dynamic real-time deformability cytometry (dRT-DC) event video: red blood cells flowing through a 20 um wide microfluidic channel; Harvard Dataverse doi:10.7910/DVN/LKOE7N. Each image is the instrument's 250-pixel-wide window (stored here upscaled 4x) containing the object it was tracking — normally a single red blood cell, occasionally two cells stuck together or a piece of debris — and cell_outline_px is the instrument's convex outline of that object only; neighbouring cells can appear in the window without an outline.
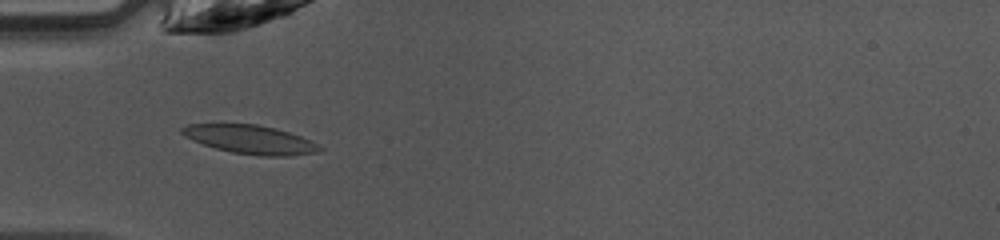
{"species": "common noctule bat (a hibernating species)", "species_latin": "Nyctalus noctula", "temperature_condition": "warm", "stored_images_in_passage": 33, "camera_frame_rate_fps": 3000, "um_per_image_px": 0.085, "animal": {"sex": "female", "body_mass_g": 10.0, "forearm_length_mm": 53.1}, "frame": {"image": 1, "passage_image": 3, "time_ms": 0.667, "image_size_px": [1000, 240], "cell_outline_px": [[324, 148], [316, 152], [292, 156], [260, 156], [232, 152], [216, 148], [192, 140], [184, 136], [180, 132], [180, 128], [188, 124], [256, 124], [276, 128], [312, 140]], "centroid_in_image_um": [21.29, 11.86], "position_along_channel_um": 63.7, "area_um2": 23.0}}
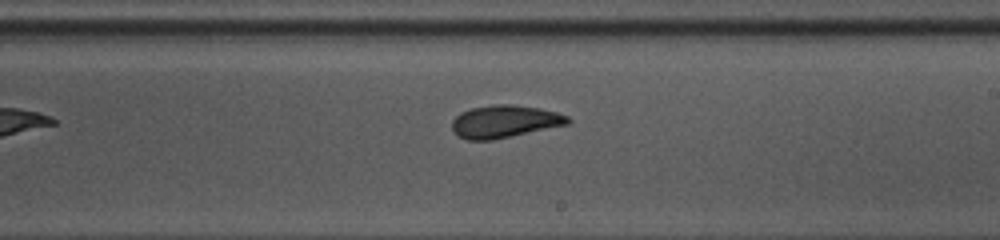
{"frame": {"image": 2, "passage_image": 16, "time_ms": 5.0, "image_size_px": [1000, 240], "cell_outline_px": [[572, 120], [568, 124], [492, 140], [468, 140], [456, 136], [452, 128], [452, 120], [460, 112], [472, 108], [496, 104], [512, 104], [540, 108], [556, 112], [568, 116]], "centroid_in_image_um": [42.87, 10.32], "position_along_channel_um": 246.1, "area_um2": 21.96}}
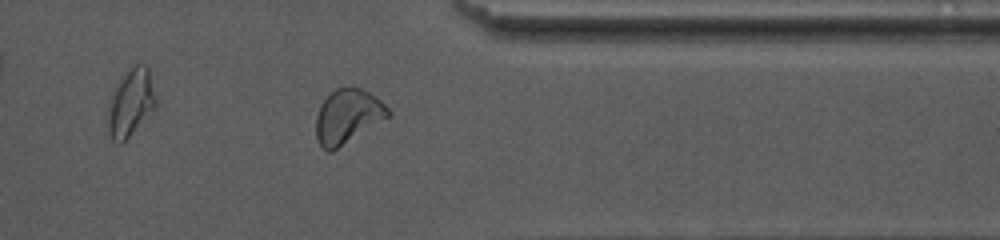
{"frame": {"image": 3, "passage_image": 26, "time_ms": 8.333, "image_size_px": [1000, 240], "cell_outline_px": [[392, 116], [332, 152], [328, 152], [316, 140], [316, 116], [320, 104], [336, 88], [360, 88], [368, 92], [380, 100], [392, 112]], "centroid_in_image_um": [29.57, 9.92], "position_along_channel_um": 381.8, "area_um2": 22.89}, "authors_computed_cell_mechanics": {"area_um2": 22.1374, "velocity_mm_per_s": 4.234, "shape_relaxation_time_tau1_ms": 2.5009, "shape_relaxation_time_tau2_ms": 1.4678, "deformation_change_tau1": 0.0997, "deformation_change_tau2": 0.0627}}